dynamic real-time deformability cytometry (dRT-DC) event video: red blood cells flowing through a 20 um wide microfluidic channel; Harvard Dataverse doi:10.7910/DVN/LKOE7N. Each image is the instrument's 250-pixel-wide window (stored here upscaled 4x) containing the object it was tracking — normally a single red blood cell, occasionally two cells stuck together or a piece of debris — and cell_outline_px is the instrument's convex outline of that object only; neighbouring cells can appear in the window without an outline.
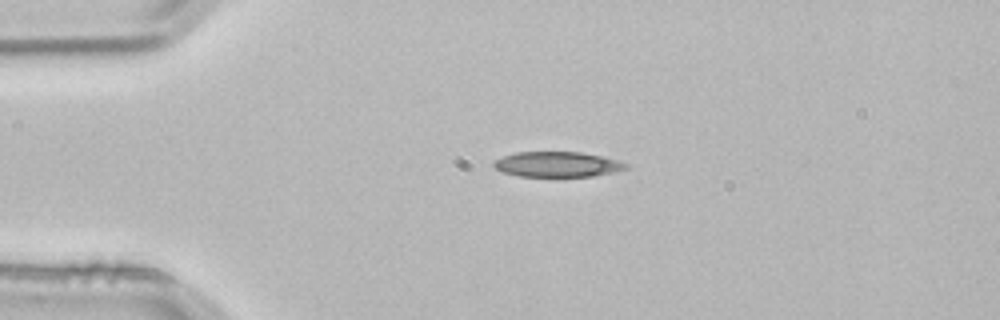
{"species": "common noctule bat (a hibernating species)", "species_latin": "Nyctalus noctula", "temperature_condition": "room temperature", "stored_images_in_passage": 1, "camera_frame_rate_fps": 3000, "um_per_image_px": 0.085, "animal": {"sex": "male", "body_mass_g": 21.5, "forearm_length_mm": 52.0}, "frame": {"image": 1, "passage_image": 1, "time_ms": 0.0, "image_size_px": [1000, 320], "cell_outline_px": [[628, 168], [596, 176], [520, 176], [504, 172], [496, 168], [492, 164], [496, 160], [504, 156], [516, 152], [580, 152], [620, 160], [628, 164]], "centroid_in_image_um": [47.41, 13.96], "position_along_channel_um": 37.6, "area_um2": 19.25}}